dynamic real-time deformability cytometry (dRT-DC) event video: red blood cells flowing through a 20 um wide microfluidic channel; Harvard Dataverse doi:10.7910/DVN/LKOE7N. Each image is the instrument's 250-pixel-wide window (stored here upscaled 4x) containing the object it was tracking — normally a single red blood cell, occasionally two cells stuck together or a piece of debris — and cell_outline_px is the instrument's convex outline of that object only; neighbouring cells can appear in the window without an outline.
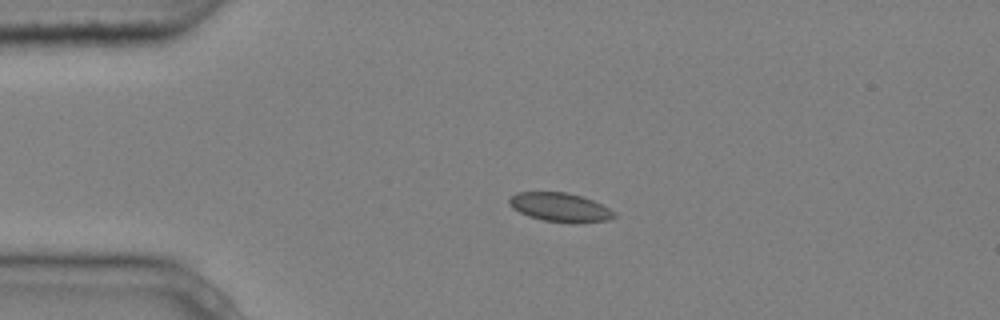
{"species": "common noctule bat (a hibernating species)", "species_latin": "Nyctalus noctula", "temperature_condition": "cold", "stored_images_in_passage": 3, "camera_frame_rate_fps": 3000, "um_per_image_px": 0.085, "animal": {"sex": "male", "body_mass_g": 20.4}, "frame": {"image": 1, "passage_image": 2, "time_ms": 0.333, "image_size_px": [1000, 320], "cell_outline_px": [[616, 216], [608, 220], [576, 224], [544, 220], [528, 216], [512, 208], [508, 204], [508, 200], [516, 192], [568, 192], [592, 200], [616, 212]], "centroid_in_image_um": [47.6, 17.63], "position_along_channel_um": 37.4, "area_um2": 17.74}}